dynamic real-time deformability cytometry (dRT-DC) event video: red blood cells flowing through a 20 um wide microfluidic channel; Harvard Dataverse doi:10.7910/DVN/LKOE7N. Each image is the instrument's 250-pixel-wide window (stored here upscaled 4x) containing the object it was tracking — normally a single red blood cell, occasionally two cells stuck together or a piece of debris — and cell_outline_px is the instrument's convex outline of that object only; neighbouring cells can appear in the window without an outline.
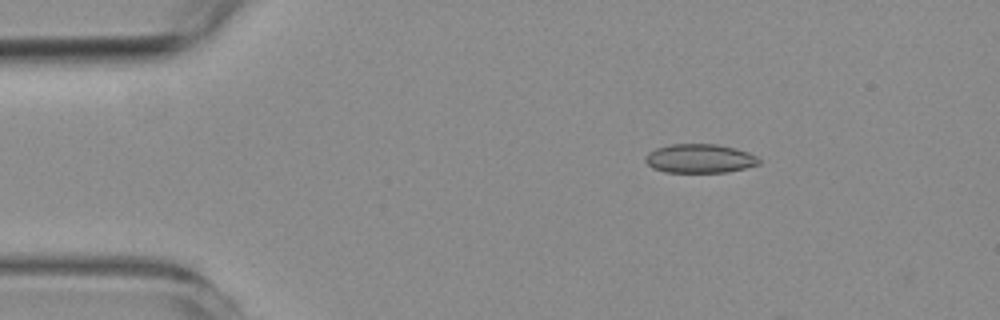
{"species": "common noctule bat (a hibernating species)", "species_latin": "Nyctalus noctula", "temperature_condition": "room temperature", "stored_images_in_passage": 5, "camera_frame_rate_fps": 3000, "um_per_image_px": 0.085, "animal": {"sex": "female", "body_mass_g": 19.3, "forearm_length_mm": 54.1}, "frame": {"image": 1, "passage_image": 1, "time_ms": 0.0, "image_size_px": [1000, 320], "cell_outline_px": [[760, 164], [728, 172], [664, 172], [652, 168], [644, 160], [644, 156], [648, 152], [656, 148], [672, 144], [716, 144], [736, 148], [748, 152], [756, 156], [760, 160]], "centroid_in_image_um": [59.46, 13.47], "position_along_channel_um": 25.5, "area_um2": 19.25}}